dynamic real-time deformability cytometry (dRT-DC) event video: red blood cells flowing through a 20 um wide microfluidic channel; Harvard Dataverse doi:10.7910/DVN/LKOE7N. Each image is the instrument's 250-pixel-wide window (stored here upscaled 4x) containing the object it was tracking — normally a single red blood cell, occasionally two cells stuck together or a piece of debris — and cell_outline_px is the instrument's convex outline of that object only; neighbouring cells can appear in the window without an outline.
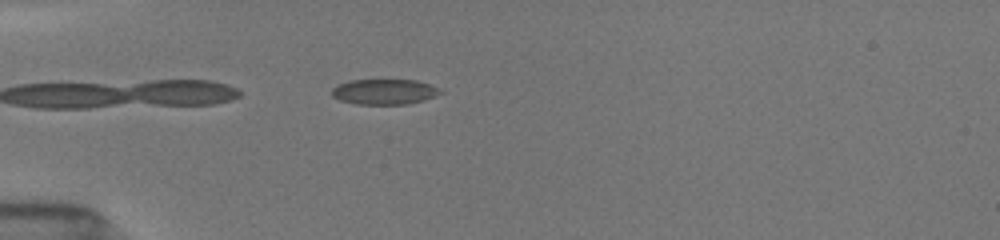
{"species": "common noctule bat (a hibernating species)", "species_latin": "Nyctalus noctula", "temperature_condition": "room temperature", "stored_images_in_passage": 25, "camera_frame_rate_fps": 3000, "um_per_image_px": 0.085, "animal": {"sex": "female", "body_mass_g": 19.5, "forearm_length_mm": 54.1}, "frame": {"image": 1, "passage_image": 2, "time_ms": 0.333, "image_size_px": [1000, 240], "cell_outline_px": [[444, 92], [424, 100], [404, 104], [356, 104], [340, 100], [332, 96], [332, 88], [336, 84], [348, 80], [416, 80], [440, 88]], "centroid_in_image_um": [32.64, 7.79], "position_along_channel_um": 52.4, "area_um2": 16.07}}
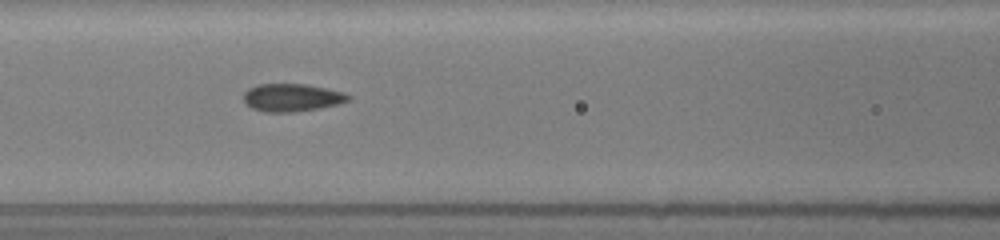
{"frame": {"image": 2, "passage_image": 10, "time_ms": 3.0, "image_size_px": [1000, 240], "cell_outline_px": [[352, 96], [348, 100], [336, 104], [320, 108], [288, 112], [268, 112], [252, 108], [244, 100], [244, 92], [248, 88], [256, 84], [308, 84], [344, 92]], "centroid_in_image_um": [24.81, 8.27], "position_along_channel_um": 141.8, "area_um2": 16.82}}
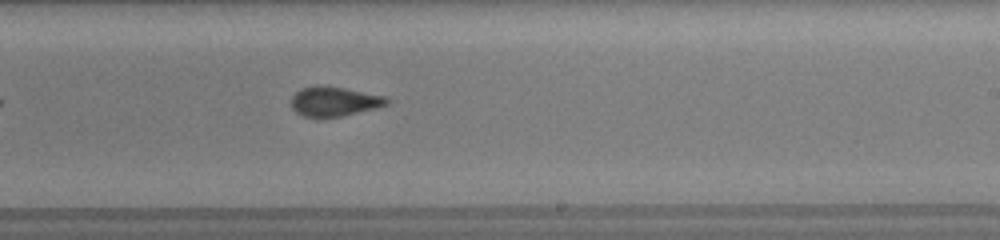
{"frame": {"image": 3, "passage_image": 21, "time_ms": 6.0, "image_size_px": [1000, 240], "cell_outline_px": [[388, 104], [340, 116], [304, 116], [296, 112], [292, 108], [292, 96], [296, 92], [304, 88], [316, 84], [320, 84], [344, 88], [384, 96], [388, 100]], "centroid_in_image_um": [28.36, 8.59], "position_along_channel_um": 260.6, "area_um2": 15.95}}